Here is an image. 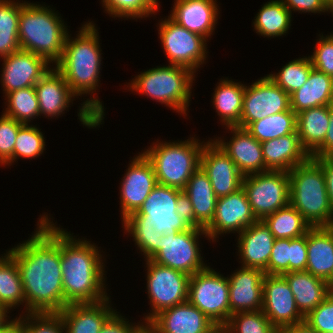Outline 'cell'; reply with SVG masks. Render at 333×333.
I'll return each instance as SVG.
<instances>
[{"mask_svg":"<svg viewBox=\"0 0 333 333\" xmlns=\"http://www.w3.org/2000/svg\"><path fill=\"white\" fill-rule=\"evenodd\" d=\"M45 215L30 239L8 251L20 271L27 313L60 312L68 305L62 284L61 229Z\"/></svg>","mask_w":333,"mask_h":333,"instance_id":"6da1fadb","label":"cell"},{"mask_svg":"<svg viewBox=\"0 0 333 333\" xmlns=\"http://www.w3.org/2000/svg\"><path fill=\"white\" fill-rule=\"evenodd\" d=\"M100 253L90 241L76 239L61 229L62 284L68 304L95 303L109 297Z\"/></svg>","mask_w":333,"mask_h":333,"instance_id":"7a4b0ae2","label":"cell"},{"mask_svg":"<svg viewBox=\"0 0 333 333\" xmlns=\"http://www.w3.org/2000/svg\"><path fill=\"white\" fill-rule=\"evenodd\" d=\"M78 32L73 39L68 33L63 55L55 66L76 97L96 91L102 61L100 37L94 23L82 25Z\"/></svg>","mask_w":333,"mask_h":333,"instance_id":"3957f363","label":"cell"},{"mask_svg":"<svg viewBox=\"0 0 333 333\" xmlns=\"http://www.w3.org/2000/svg\"><path fill=\"white\" fill-rule=\"evenodd\" d=\"M36 3H26L19 16L20 49L43 57L55 65L61 60L69 33L57 12Z\"/></svg>","mask_w":333,"mask_h":333,"instance_id":"277c9868","label":"cell"},{"mask_svg":"<svg viewBox=\"0 0 333 333\" xmlns=\"http://www.w3.org/2000/svg\"><path fill=\"white\" fill-rule=\"evenodd\" d=\"M289 203L303 216L311 228L332 227L330 206L322 166L309 158L291 169Z\"/></svg>","mask_w":333,"mask_h":333,"instance_id":"5b68a950","label":"cell"},{"mask_svg":"<svg viewBox=\"0 0 333 333\" xmlns=\"http://www.w3.org/2000/svg\"><path fill=\"white\" fill-rule=\"evenodd\" d=\"M190 137L185 141L158 142L144 150L152 163L157 183L183 191L192 174L200 167L205 144Z\"/></svg>","mask_w":333,"mask_h":333,"instance_id":"8992f818","label":"cell"},{"mask_svg":"<svg viewBox=\"0 0 333 333\" xmlns=\"http://www.w3.org/2000/svg\"><path fill=\"white\" fill-rule=\"evenodd\" d=\"M194 78L192 70L170 64L142 72L132 79L129 87L187 116Z\"/></svg>","mask_w":333,"mask_h":333,"instance_id":"52a82bcc","label":"cell"},{"mask_svg":"<svg viewBox=\"0 0 333 333\" xmlns=\"http://www.w3.org/2000/svg\"><path fill=\"white\" fill-rule=\"evenodd\" d=\"M180 192L179 189L157 184L138 211L122 221L123 228L150 227L165 235L190 229L176 213L177 196Z\"/></svg>","mask_w":333,"mask_h":333,"instance_id":"ba28073f","label":"cell"},{"mask_svg":"<svg viewBox=\"0 0 333 333\" xmlns=\"http://www.w3.org/2000/svg\"><path fill=\"white\" fill-rule=\"evenodd\" d=\"M188 301L223 328L230 319L229 282L209 266L189 278Z\"/></svg>","mask_w":333,"mask_h":333,"instance_id":"9c48e42d","label":"cell"},{"mask_svg":"<svg viewBox=\"0 0 333 333\" xmlns=\"http://www.w3.org/2000/svg\"><path fill=\"white\" fill-rule=\"evenodd\" d=\"M242 188L257 220H263L289 204L288 172L268 170L243 176Z\"/></svg>","mask_w":333,"mask_h":333,"instance_id":"30bf717a","label":"cell"},{"mask_svg":"<svg viewBox=\"0 0 333 333\" xmlns=\"http://www.w3.org/2000/svg\"><path fill=\"white\" fill-rule=\"evenodd\" d=\"M147 267V294L150 299L152 313L144 320L151 321L161 311L188 300V284L190 276L179 270L165 267L150 259L145 260Z\"/></svg>","mask_w":333,"mask_h":333,"instance_id":"8fae6325","label":"cell"},{"mask_svg":"<svg viewBox=\"0 0 333 333\" xmlns=\"http://www.w3.org/2000/svg\"><path fill=\"white\" fill-rule=\"evenodd\" d=\"M199 235H205L203 237L208 239L204 229L192 227L178 234H163L159 242V251L150 260L189 276L205 270L208 266L203 263V257L199 252Z\"/></svg>","mask_w":333,"mask_h":333,"instance_id":"7c38bea8","label":"cell"},{"mask_svg":"<svg viewBox=\"0 0 333 333\" xmlns=\"http://www.w3.org/2000/svg\"><path fill=\"white\" fill-rule=\"evenodd\" d=\"M159 38L169 64L196 69L206 60L208 39L177 24L169 16L159 24Z\"/></svg>","mask_w":333,"mask_h":333,"instance_id":"4fadbf2b","label":"cell"},{"mask_svg":"<svg viewBox=\"0 0 333 333\" xmlns=\"http://www.w3.org/2000/svg\"><path fill=\"white\" fill-rule=\"evenodd\" d=\"M290 109V95L268 76H264L252 85H245L241 118L237 126L246 128L251 122Z\"/></svg>","mask_w":333,"mask_h":333,"instance_id":"5bb4252c","label":"cell"},{"mask_svg":"<svg viewBox=\"0 0 333 333\" xmlns=\"http://www.w3.org/2000/svg\"><path fill=\"white\" fill-rule=\"evenodd\" d=\"M261 310L279 332L287 326L305 320L296 306L292 290L282 275L265 274Z\"/></svg>","mask_w":333,"mask_h":333,"instance_id":"9a60e30c","label":"cell"},{"mask_svg":"<svg viewBox=\"0 0 333 333\" xmlns=\"http://www.w3.org/2000/svg\"><path fill=\"white\" fill-rule=\"evenodd\" d=\"M256 221L246 192L240 188L235 193L217 198L214 217L204 230L213 242L227 232L239 234Z\"/></svg>","mask_w":333,"mask_h":333,"instance_id":"2e32d148","label":"cell"},{"mask_svg":"<svg viewBox=\"0 0 333 333\" xmlns=\"http://www.w3.org/2000/svg\"><path fill=\"white\" fill-rule=\"evenodd\" d=\"M120 187L122 221L138 211L158 184L152 163L143 153L132 159Z\"/></svg>","mask_w":333,"mask_h":333,"instance_id":"e0dca14e","label":"cell"},{"mask_svg":"<svg viewBox=\"0 0 333 333\" xmlns=\"http://www.w3.org/2000/svg\"><path fill=\"white\" fill-rule=\"evenodd\" d=\"M200 167L207 174L217 198L235 193L242 188L243 175L214 140L205 142Z\"/></svg>","mask_w":333,"mask_h":333,"instance_id":"ac0fdd59","label":"cell"},{"mask_svg":"<svg viewBox=\"0 0 333 333\" xmlns=\"http://www.w3.org/2000/svg\"><path fill=\"white\" fill-rule=\"evenodd\" d=\"M2 59L1 83L5 96L18 89L34 87L51 69L43 57L21 49Z\"/></svg>","mask_w":333,"mask_h":333,"instance_id":"d6986e66","label":"cell"},{"mask_svg":"<svg viewBox=\"0 0 333 333\" xmlns=\"http://www.w3.org/2000/svg\"><path fill=\"white\" fill-rule=\"evenodd\" d=\"M150 322L159 333H222V328L188 300L161 311Z\"/></svg>","mask_w":333,"mask_h":333,"instance_id":"ffe728a7","label":"cell"},{"mask_svg":"<svg viewBox=\"0 0 333 333\" xmlns=\"http://www.w3.org/2000/svg\"><path fill=\"white\" fill-rule=\"evenodd\" d=\"M240 268L228 278L230 317L238 312L262 309L265 272L255 268Z\"/></svg>","mask_w":333,"mask_h":333,"instance_id":"44dd1931","label":"cell"},{"mask_svg":"<svg viewBox=\"0 0 333 333\" xmlns=\"http://www.w3.org/2000/svg\"><path fill=\"white\" fill-rule=\"evenodd\" d=\"M231 133L229 142L215 139V143L236 164L243 176L265 172V164L261 142L252 136L245 128L238 126L227 127Z\"/></svg>","mask_w":333,"mask_h":333,"instance_id":"7402d4cb","label":"cell"},{"mask_svg":"<svg viewBox=\"0 0 333 333\" xmlns=\"http://www.w3.org/2000/svg\"><path fill=\"white\" fill-rule=\"evenodd\" d=\"M216 0H175L169 17L204 38L212 35L219 15Z\"/></svg>","mask_w":333,"mask_h":333,"instance_id":"603a6c76","label":"cell"},{"mask_svg":"<svg viewBox=\"0 0 333 333\" xmlns=\"http://www.w3.org/2000/svg\"><path fill=\"white\" fill-rule=\"evenodd\" d=\"M275 237L263 220H257L250 227L239 233L238 252L242 267L265 271Z\"/></svg>","mask_w":333,"mask_h":333,"instance_id":"cb8c5ba5","label":"cell"},{"mask_svg":"<svg viewBox=\"0 0 333 333\" xmlns=\"http://www.w3.org/2000/svg\"><path fill=\"white\" fill-rule=\"evenodd\" d=\"M109 297L95 303L68 304L58 312L66 333H99L105 321L115 312Z\"/></svg>","mask_w":333,"mask_h":333,"instance_id":"d4e9b609","label":"cell"},{"mask_svg":"<svg viewBox=\"0 0 333 333\" xmlns=\"http://www.w3.org/2000/svg\"><path fill=\"white\" fill-rule=\"evenodd\" d=\"M265 171L289 172L311 156L302 147L297 133L261 142Z\"/></svg>","mask_w":333,"mask_h":333,"instance_id":"484cf974","label":"cell"},{"mask_svg":"<svg viewBox=\"0 0 333 333\" xmlns=\"http://www.w3.org/2000/svg\"><path fill=\"white\" fill-rule=\"evenodd\" d=\"M34 88L38 98L40 115L43 114L51 118L61 115L76 96L63 75L55 67L51 68L35 84Z\"/></svg>","mask_w":333,"mask_h":333,"instance_id":"4316f807","label":"cell"},{"mask_svg":"<svg viewBox=\"0 0 333 333\" xmlns=\"http://www.w3.org/2000/svg\"><path fill=\"white\" fill-rule=\"evenodd\" d=\"M307 254L306 271L328 283L333 276V226L307 232Z\"/></svg>","mask_w":333,"mask_h":333,"instance_id":"83f0119b","label":"cell"},{"mask_svg":"<svg viewBox=\"0 0 333 333\" xmlns=\"http://www.w3.org/2000/svg\"><path fill=\"white\" fill-rule=\"evenodd\" d=\"M293 292L295 303L305 317L329 295L326 281L307 271L287 272L282 275Z\"/></svg>","mask_w":333,"mask_h":333,"instance_id":"f1b7e54d","label":"cell"},{"mask_svg":"<svg viewBox=\"0 0 333 333\" xmlns=\"http://www.w3.org/2000/svg\"><path fill=\"white\" fill-rule=\"evenodd\" d=\"M333 102V78L312 69L306 83L290 94L291 110L298 114L319 106H329Z\"/></svg>","mask_w":333,"mask_h":333,"instance_id":"f546056e","label":"cell"},{"mask_svg":"<svg viewBox=\"0 0 333 333\" xmlns=\"http://www.w3.org/2000/svg\"><path fill=\"white\" fill-rule=\"evenodd\" d=\"M183 191L193 206L195 221L205 229L214 217L217 197L201 167L192 174Z\"/></svg>","mask_w":333,"mask_h":333,"instance_id":"4dcf8cb0","label":"cell"},{"mask_svg":"<svg viewBox=\"0 0 333 333\" xmlns=\"http://www.w3.org/2000/svg\"><path fill=\"white\" fill-rule=\"evenodd\" d=\"M329 123V106L310 108L297 114L296 131L309 155L324 142Z\"/></svg>","mask_w":333,"mask_h":333,"instance_id":"1f68e13d","label":"cell"},{"mask_svg":"<svg viewBox=\"0 0 333 333\" xmlns=\"http://www.w3.org/2000/svg\"><path fill=\"white\" fill-rule=\"evenodd\" d=\"M245 85L222 79L215 88L213 104L221 122L226 127L240 123Z\"/></svg>","mask_w":333,"mask_h":333,"instance_id":"d6a6232c","label":"cell"},{"mask_svg":"<svg viewBox=\"0 0 333 333\" xmlns=\"http://www.w3.org/2000/svg\"><path fill=\"white\" fill-rule=\"evenodd\" d=\"M23 303L26 309L20 271L15 258L6 252L0 257V305L9 310Z\"/></svg>","mask_w":333,"mask_h":333,"instance_id":"836d02e7","label":"cell"},{"mask_svg":"<svg viewBox=\"0 0 333 333\" xmlns=\"http://www.w3.org/2000/svg\"><path fill=\"white\" fill-rule=\"evenodd\" d=\"M291 17V12L280 0H272L265 3L255 16L254 29L264 37H279L288 32Z\"/></svg>","mask_w":333,"mask_h":333,"instance_id":"e575fe53","label":"cell"},{"mask_svg":"<svg viewBox=\"0 0 333 333\" xmlns=\"http://www.w3.org/2000/svg\"><path fill=\"white\" fill-rule=\"evenodd\" d=\"M27 2L0 0V57L9 56L20 50L18 30L19 16Z\"/></svg>","mask_w":333,"mask_h":333,"instance_id":"d590c367","label":"cell"},{"mask_svg":"<svg viewBox=\"0 0 333 333\" xmlns=\"http://www.w3.org/2000/svg\"><path fill=\"white\" fill-rule=\"evenodd\" d=\"M275 239L301 237L311 229L303 216L289 203L263 219Z\"/></svg>","mask_w":333,"mask_h":333,"instance_id":"8d00e7d4","label":"cell"},{"mask_svg":"<svg viewBox=\"0 0 333 333\" xmlns=\"http://www.w3.org/2000/svg\"><path fill=\"white\" fill-rule=\"evenodd\" d=\"M297 114L291 109L251 122L245 129L259 142L297 133Z\"/></svg>","mask_w":333,"mask_h":333,"instance_id":"74e56055","label":"cell"},{"mask_svg":"<svg viewBox=\"0 0 333 333\" xmlns=\"http://www.w3.org/2000/svg\"><path fill=\"white\" fill-rule=\"evenodd\" d=\"M7 108L4 114L12 117L17 122L28 124L40 115L39 103L34 87L18 89L8 93ZM33 118V119H32Z\"/></svg>","mask_w":333,"mask_h":333,"instance_id":"f35d334b","label":"cell"},{"mask_svg":"<svg viewBox=\"0 0 333 333\" xmlns=\"http://www.w3.org/2000/svg\"><path fill=\"white\" fill-rule=\"evenodd\" d=\"M312 69V63L308 56L294 59L283 66L277 74L267 76L290 95L306 83Z\"/></svg>","mask_w":333,"mask_h":333,"instance_id":"ab89813d","label":"cell"},{"mask_svg":"<svg viewBox=\"0 0 333 333\" xmlns=\"http://www.w3.org/2000/svg\"><path fill=\"white\" fill-rule=\"evenodd\" d=\"M222 333H280L268 320L262 310L238 312L231 315Z\"/></svg>","mask_w":333,"mask_h":333,"instance_id":"60d3db41","label":"cell"},{"mask_svg":"<svg viewBox=\"0 0 333 333\" xmlns=\"http://www.w3.org/2000/svg\"><path fill=\"white\" fill-rule=\"evenodd\" d=\"M42 132L33 125L23 124L16 137L14 146V161L17 157L35 158L45 150V138Z\"/></svg>","mask_w":333,"mask_h":333,"instance_id":"b9f144b4","label":"cell"},{"mask_svg":"<svg viewBox=\"0 0 333 333\" xmlns=\"http://www.w3.org/2000/svg\"><path fill=\"white\" fill-rule=\"evenodd\" d=\"M16 319L25 328L26 333H63L65 331L63 320L58 312L24 313Z\"/></svg>","mask_w":333,"mask_h":333,"instance_id":"7bdbcfd3","label":"cell"},{"mask_svg":"<svg viewBox=\"0 0 333 333\" xmlns=\"http://www.w3.org/2000/svg\"><path fill=\"white\" fill-rule=\"evenodd\" d=\"M105 11L113 17L144 18L157 10L147 0H102Z\"/></svg>","mask_w":333,"mask_h":333,"instance_id":"ee69618b","label":"cell"},{"mask_svg":"<svg viewBox=\"0 0 333 333\" xmlns=\"http://www.w3.org/2000/svg\"><path fill=\"white\" fill-rule=\"evenodd\" d=\"M23 123L17 122L2 113L0 117V163L10 165L14 163V146L19 128Z\"/></svg>","mask_w":333,"mask_h":333,"instance_id":"f6af8a7d","label":"cell"},{"mask_svg":"<svg viewBox=\"0 0 333 333\" xmlns=\"http://www.w3.org/2000/svg\"><path fill=\"white\" fill-rule=\"evenodd\" d=\"M319 42L314 47L315 50L309 56L312 67L333 78V32L330 36H319Z\"/></svg>","mask_w":333,"mask_h":333,"instance_id":"bcb514c9","label":"cell"},{"mask_svg":"<svg viewBox=\"0 0 333 333\" xmlns=\"http://www.w3.org/2000/svg\"><path fill=\"white\" fill-rule=\"evenodd\" d=\"M264 272L269 275H283L290 272V239L274 240L268 266Z\"/></svg>","mask_w":333,"mask_h":333,"instance_id":"7dc6e473","label":"cell"},{"mask_svg":"<svg viewBox=\"0 0 333 333\" xmlns=\"http://www.w3.org/2000/svg\"><path fill=\"white\" fill-rule=\"evenodd\" d=\"M125 232L131 234L135 245L145 256V260L151 259L159 251V242L163 234L150 227L144 228H125Z\"/></svg>","mask_w":333,"mask_h":333,"instance_id":"c3c4849f","label":"cell"},{"mask_svg":"<svg viewBox=\"0 0 333 333\" xmlns=\"http://www.w3.org/2000/svg\"><path fill=\"white\" fill-rule=\"evenodd\" d=\"M305 320L320 333L333 331V293L305 316Z\"/></svg>","mask_w":333,"mask_h":333,"instance_id":"681fc988","label":"cell"},{"mask_svg":"<svg viewBox=\"0 0 333 333\" xmlns=\"http://www.w3.org/2000/svg\"><path fill=\"white\" fill-rule=\"evenodd\" d=\"M307 234L290 239V272L306 271Z\"/></svg>","mask_w":333,"mask_h":333,"instance_id":"f907efd6","label":"cell"},{"mask_svg":"<svg viewBox=\"0 0 333 333\" xmlns=\"http://www.w3.org/2000/svg\"><path fill=\"white\" fill-rule=\"evenodd\" d=\"M284 6L291 12L320 13L327 12V5L323 0H280Z\"/></svg>","mask_w":333,"mask_h":333,"instance_id":"816d5d0a","label":"cell"},{"mask_svg":"<svg viewBox=\"0 0 333 333\" xmlns=\"http://www.w3.org/2000/svg\"><path fill=\"white\" fill-rule=\"evenodd\" d=\"M123 317L117 311L114 312L102 325L99 333H132L137 325L128 323Z\"/></svg>","mask_w":333,"mask_h":333,"instance_id":"f5cc1de1","label":"cell"},{"mask_svg":"<svg viewBox=\"0 0 333 333\" xmlns=\"http://www.w3.org/2000/svg\"><path fill=\"white\" fill-rule=\"evenodd\" d=\"M176 213L192 228L203 229L194 218L193 206L184 191L177 196Z\"/></svg>","mask_w":333,"mask_h":333,"instance_id":"db71d44e","label":"cell"},{"mask_svg":"<svg viewBox=\"0 0 333 333\" xmlns=\"http://www.w3.org/2000/svg\"><path fill=\"white\" fill-rule=\"evenodd\" d=\"M329 128L324 142L310 155L311 158L333 157V102L329 105Z\"/></svg>","mask_w":333,"mask_h":333,"instance_id":"11a10c76","label":"cell"},{"mask_svg":"<svg viewBox=\"0 0 333 333\" xmlns=\"http://www.w3.org/2000/svg\"><path fill=\"white\" fill-rule=\"evenodd\" d=\"M323 169L330 206L333 210V157L314 158Z\"/></svg>","mask_w":333,"mask_h":333,"instance_id":"9f6ffc18","label":"cell"},{"mask_svg":"<svg viewBox=\"0 0 333 333\" xmlns=\"http://www.w3.org/2000/svg\"><path fill=\"white\" fill-rule=\"evenodd\" d=\"M280 333H320L314 329L306 320L283 328Z\"/></svg>","mask_w":333,"mask_h":333,"instance_id":"6f0895ef","label":"cell"},{"mask_svg":"<svg viewBox=\"0 0 333 333\" xmlns=\"http://www.w3.org/2000/svg\"><path fill=\"white\" fill-rule=\"evenodd\" d=\"M137 324L138 325L134 328L132 333H159V331L150 321L142 322V324Z\"/></svg>","mask_w":333,"mask_h":333,"instance_id":"680465c9","label":"cell"},{"mask_svg":"<svg viewBox=\"0 0 333 333\" xmlns=\"http://www.w3.org/2000/svg\"><path fill=\"white\" fill-rule=\"evenodd\" d=\"M4 333H26L25 328L17 321L12 319L5 327Z\"/></svg>","mask_w":333,"mask_h":333,"instance_id":"91938a15","label":"cell"},{"mask_svg":"<svg viewBox=\"0 0 333 333\" xmlns=\"http://www.w3.org/2000/svg\"><path fill=\"white\" fill-rule=\"evenodd\" d=\"M9 312L5 306L0 305V329H3L11 321L7 318Z\"/></svg>","mask_w":333,"mask_h":333,"instance_id":"94428289","label":"cell"},{"mask_svg":"<svg viewBox=\"0 0 333 333\" xmlns=\"http://www.w3.org/2000/svg\"><path fill=\"white\" fill-rule=\"evenodd\" d=\"M157 11L159 10V3L158 0H147Z\"/></svg>","mask_w":333,"mask_h":333,"instance_id":"6125c7cd","label":"cell"},{"mask_svg":"<svg viewBox=\"0 0 333 333\" xmlns=\"http://www.w3.org/2000/svg\"><path fill=\"white\" fill-rule=\"evenodd\" d=\"M327 11H328L329 13L332 12V14H333V1L330 2V3L327 5Z\"/></svg>","mask_w":333,"mask_h":333,"instance_id":"be15d7a7","label":"cell"},{"mask_svg":"<svg viewBox=\"0 0 333 333\" xmlns=\"http://www.w3.org/2000/svg\"><path fill=\"white\" fill-rule=\"evenodd\" d=\"M328 285H329L330 293H333V276H332L331 280L328 282Z\"/></svg>","mask_w":333,"mask_h":333,"instance_id":"e7e4bbea","label":"cell"},{"mask_svg":"<svg viewBox=\"0 0 333 333\" xmlns=\"http://www.w3.org/2000/svg\"><path fill=\"white\" fill-rule=\"evenodd\" d=\"M325 3H326V5H328L330 2H332L333 0H323Z\"/></svg>","mask_w":333,"mask_h":333,"instance_id":"03108f58","label":"cell"},{"mask_svg":"<svg viewBox=\"0 0 333 333\" xmlns=\"http://www.w3.org/2000/svg\"><path fill=\"white\" fill-rule=\"evenodd\" d=\"M0 333H4V328H3V329H0Z\"/></svg>","mask_w":333,"mask_h":333,"instance_id":"003e7915","label":"cell"}]
</instances>
